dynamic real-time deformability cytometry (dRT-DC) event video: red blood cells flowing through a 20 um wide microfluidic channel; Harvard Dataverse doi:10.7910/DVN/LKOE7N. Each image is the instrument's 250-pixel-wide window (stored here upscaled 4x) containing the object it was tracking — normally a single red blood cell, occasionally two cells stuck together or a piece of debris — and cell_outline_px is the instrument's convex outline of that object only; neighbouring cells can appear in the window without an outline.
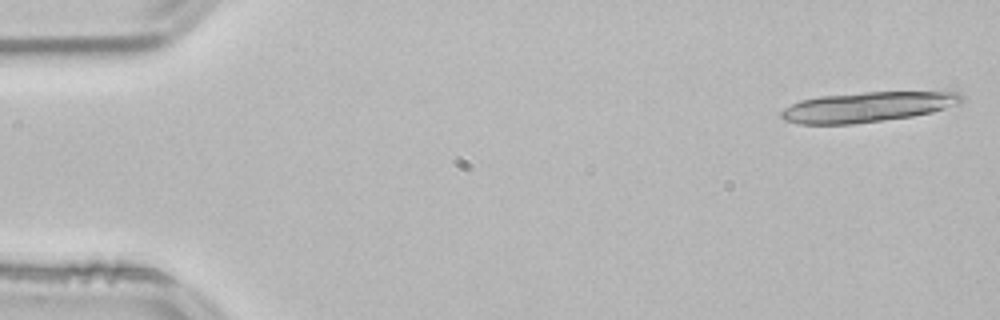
{"species": "common noctule bat (a hibernating species)", "species_latin": "Nyctalus noctula", "temperature_condition": "room temperature", "stored_images_in_passage": 19, "camera_frame_rate_fps": 3000, "um_per_image_px": 0.085, "animal": {"sex": "male", "body_mass_g": 21.5, "forearm_length_mm": 52.0}, "frame": {"image": 1, "passage_image": 1, "time_ms": 0.0, "image_size_px": [1000, 320], "cell_outline_px": [[964, 100], [960, 104], [932, 112], [912, 116], [884, 120], [852, 124], [800, 124], [784, 120], [780, 116], [780, 112], [784, 108], [800, 100], [820, 96], [864, 92], [960, 92], [964, 96]], "centroid_in_image_um": [73.74, 9.09], "position_along_channel_um": 11.3, "area_um2": 31.67}}